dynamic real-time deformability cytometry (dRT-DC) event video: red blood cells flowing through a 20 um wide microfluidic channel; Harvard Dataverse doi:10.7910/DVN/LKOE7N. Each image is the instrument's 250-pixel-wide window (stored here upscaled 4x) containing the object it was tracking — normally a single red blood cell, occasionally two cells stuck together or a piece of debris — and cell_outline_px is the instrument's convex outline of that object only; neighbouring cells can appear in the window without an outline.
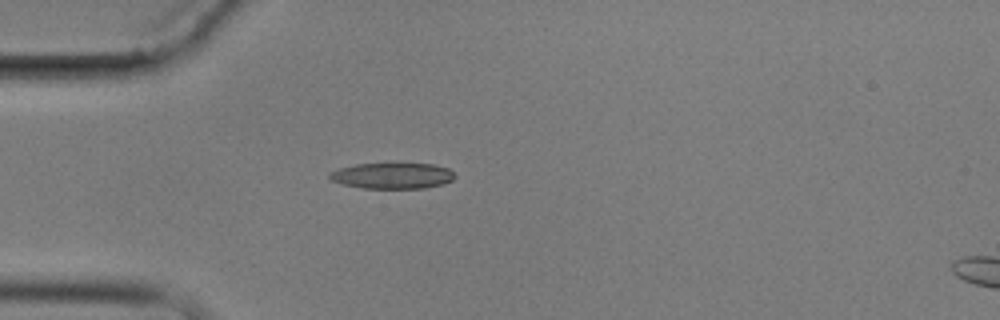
{"species": "common noctule bat (a hibernating species)", "species_latin": "Nyctalus noctula", "temperature_condition": "cold", "stored_images_in_passage": 5, "camera_frame_rate_fps": 3000, "um_per_image_px": 0.085, "animal": {"sex": "male", "body_mass_g": 17.9}, "frame": {"image": 1, "passage_image": 4, "time_ms": 3.333, "image_size_px": [1000, 320], "cell_outline_px": [[456, 176], [452, 180], [444, 184], [424, 188], [364, 188], [344, 184], [332, 180], [328, 176], [328, 172], [340, 168], [356, 164], [432, 164], [448, 168]], "centroid_in_image_um": [33.36, 14.94], "position_along_channel_um": 51.6, "area_um2": 18.73}}